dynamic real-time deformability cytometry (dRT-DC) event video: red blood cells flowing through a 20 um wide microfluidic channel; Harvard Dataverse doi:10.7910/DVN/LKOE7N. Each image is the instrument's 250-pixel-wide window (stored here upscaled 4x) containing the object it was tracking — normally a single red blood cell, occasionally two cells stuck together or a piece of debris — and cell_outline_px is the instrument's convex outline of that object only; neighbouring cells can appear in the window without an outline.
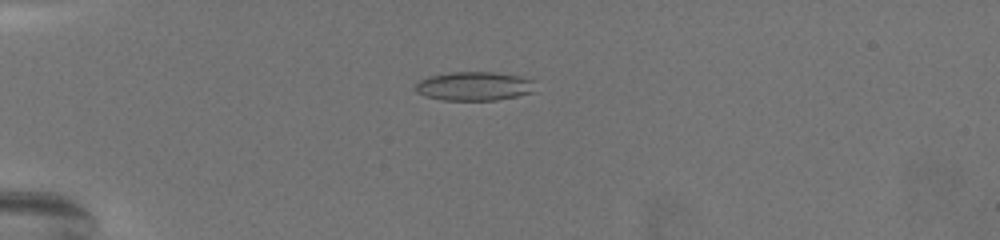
{"species": "common noctule bat (a hibernating species)", "species_latin": "Nyctalus noctula", "temperature_condition": "warm", "stored_images_in_passage": 73, "camera_frame_rate_fps": 3000, "um_per_image_px": 0.085, "animal": {"sex": "female", "body_mass_g": 19.5, "forearm_length_mm": 54.1}, "frame": {"image": 1, "passage_image": 22, "time_ms": 7.0, "image_size_px": [1000, 240], "cell_outline_px": [[536, 80], [532, 92], [516, 96], [496, 100], [444, 100], [428, 96], [416, 92], [416, 84], [420, 80], [428, 76], [452, 72], [492, 72], [520, 76]], "centroid_in_image_um": [40.33, 7.31], "position_along_channel_um": 44.7, "area_um2": 20.06}}
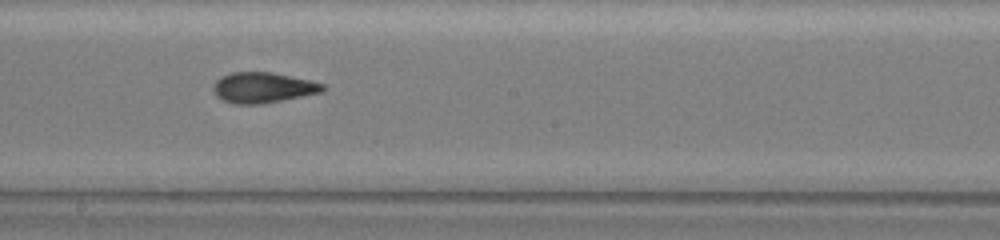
{"frame": {"image": 2, "passage_image": 44, "time_ms": 14.333, "image_size_px": [1000, 240], "cell_outline_px": [[324, 92], [260, 104], [232, 104], [216, 96], [212, 92], [212, 84], [220, 76], [232, 72], [272, 72], [308, 80], [324, 84]], "centroid_in_image_um": [22.29, 7.44], "position_along_channel_um": 225.9, "area_um2": 19.54}}
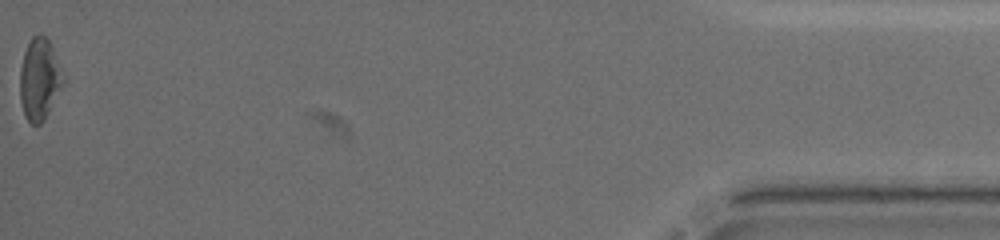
{"frame": {"image": 3, "passage_image": 73, "time_ms": 24.0, "image_size_px": [1000, 240], "cell_outline_px": [[64, 84], [44, 120], [40, 124], [32, 124], [24, 116], [20, 100], [20, 68], [24, 52], [32, 36], [44, 36], [48, 40], [64, 80]], "centroid_in_image_um": [3.32, 6.79], "position_along_channel_um": 431.9, "area_um2": 20.06}, "authors_computed_cell_mechanics": {"area_um2": 19.7676, "velocity_mm_per_s": 3.0212, "shape_relaxation_time_tau1_ms": 10.4351, "shape_relaxation_time_tau2_ms": 2.6665, "deformation_change_tau1": 0.2062, "deformation_change_tau2": 0.1039}}